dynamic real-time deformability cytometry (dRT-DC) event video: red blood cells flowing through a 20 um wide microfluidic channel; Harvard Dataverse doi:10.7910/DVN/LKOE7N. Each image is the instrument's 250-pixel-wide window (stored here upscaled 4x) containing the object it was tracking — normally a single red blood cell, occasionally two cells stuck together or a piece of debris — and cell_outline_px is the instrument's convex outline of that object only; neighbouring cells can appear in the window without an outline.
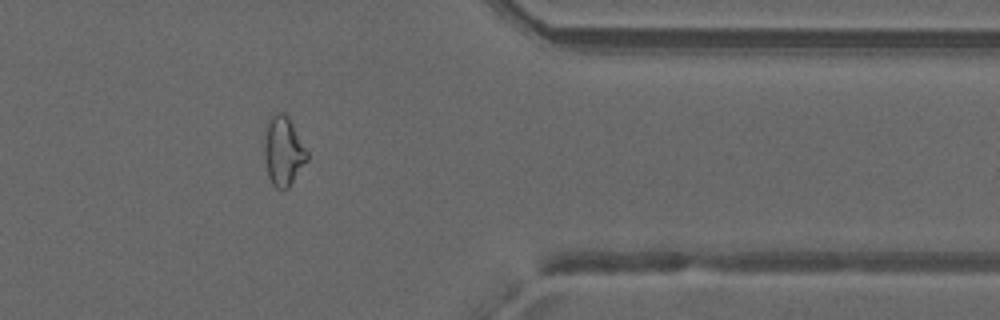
{"species": "common noctule bat (a hibernating species)", "species_latin": "Nyctalus noctula", "temperature_condition": "warm", "stored_images_in_passage": 34, "camera_frame_rate_fps": 3000, "um_per_image_px": 0.085, "animal": {"sex": "male", "forearm_length_mm": 52.5}, "frame": {"image": 1, "passage_image": 25, "time_ms": 8.0, "image_size_px": [1000, 320], "cell_outline_px": [[308, 160], [288, 188], [284, 192], [276, 188], [272, 184], [268, 176], [264, 156], [264, 128], [268, 116], [276, 112], [284, 112], [288, 116], [308, 152]], "centroid_in_image_um": [24.05, 12.83], "position_along_channel_um": 387.3, "area_um2": 17.74}, "authors_computed_cell_mechanics": {"area_um2": 17.3111, "velocity_mm_per_s": 4.2188, "shape_relaxation_time_tau1_ms": null, "shape_relaxation_time_tau2_ms": 1.9612, "deformation_change_tau1": null, "deformation_change_tau2": 0.0979}}